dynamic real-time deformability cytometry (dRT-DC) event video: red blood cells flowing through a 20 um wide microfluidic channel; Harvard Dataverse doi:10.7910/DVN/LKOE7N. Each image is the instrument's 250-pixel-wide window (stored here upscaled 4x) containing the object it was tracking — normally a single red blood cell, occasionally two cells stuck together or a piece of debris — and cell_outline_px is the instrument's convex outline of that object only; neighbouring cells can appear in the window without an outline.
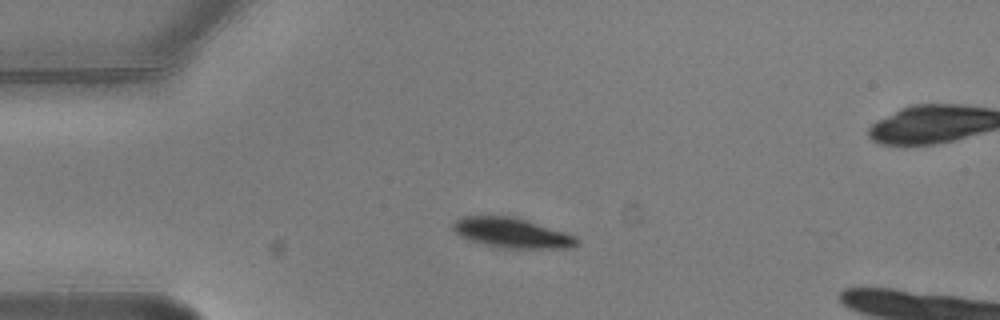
{"species": "common noctule bat (a hibernating species)", "species_latin": "Nyctalus noctula", "temperature_condition": "warm", "stored_images_in_passage": 3, "camera_frame_rate_fps": 3000, "um_per_image_px": 0.085, "animal": {"sex": "male", "body_mass_g": 20.5, "forearm_length_mm": 52.5}, "frame": {"image": 1, "passage_image": 1, "time_ms": 0.0, "image_size_px": [1000, 320], "cell_outline_px": [[580, 244], [572, 248], [500, 248], [468, 240], [460, 236], [452, 228], [452, 224], [460, 216], [512, 216], [564, 232], [576, 236], [580, 240]], "centroid_in_image_um": [43.51, 19.8], "position_along_channel_um": 41.5, "area_um2": 21.62}}